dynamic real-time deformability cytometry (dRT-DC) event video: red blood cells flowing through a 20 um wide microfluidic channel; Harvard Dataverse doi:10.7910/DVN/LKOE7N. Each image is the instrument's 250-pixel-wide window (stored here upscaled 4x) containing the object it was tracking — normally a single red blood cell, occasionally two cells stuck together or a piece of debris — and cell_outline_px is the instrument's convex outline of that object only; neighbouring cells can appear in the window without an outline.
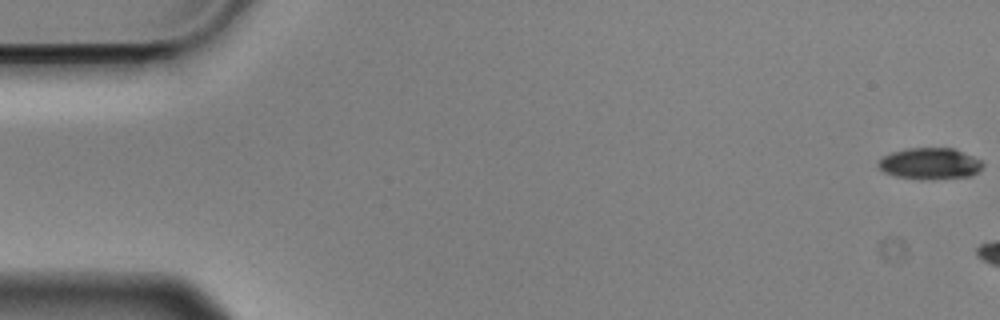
{"species": "Egyptian fruit bat (a non-hibernating species)", "species_latin": "Rousettus aegyptiacus", "temperature_condition": "cold", "stored_images_in_passage": 7, "camera_frame_rate_fps": 3000, "um_per_image_px": 0.085, "animal": {"sex": "male"}, "frame": {"image": 1, "passage_image": 1, "time_ms": 0.0, "image_size_px": [1000, 320], "cell_outline_px": [[984, 164], [972, 176], [924, 180], [920, 180], [896, 176], [884, 172], [876, 164], [884, 156], [892, 152], [908, 148], [956, 148], [980, 160]], "centroid_in_image_um": [79.04, 13.91], "position_along_channel_um": 6.0, "area_um2": 19.13}}